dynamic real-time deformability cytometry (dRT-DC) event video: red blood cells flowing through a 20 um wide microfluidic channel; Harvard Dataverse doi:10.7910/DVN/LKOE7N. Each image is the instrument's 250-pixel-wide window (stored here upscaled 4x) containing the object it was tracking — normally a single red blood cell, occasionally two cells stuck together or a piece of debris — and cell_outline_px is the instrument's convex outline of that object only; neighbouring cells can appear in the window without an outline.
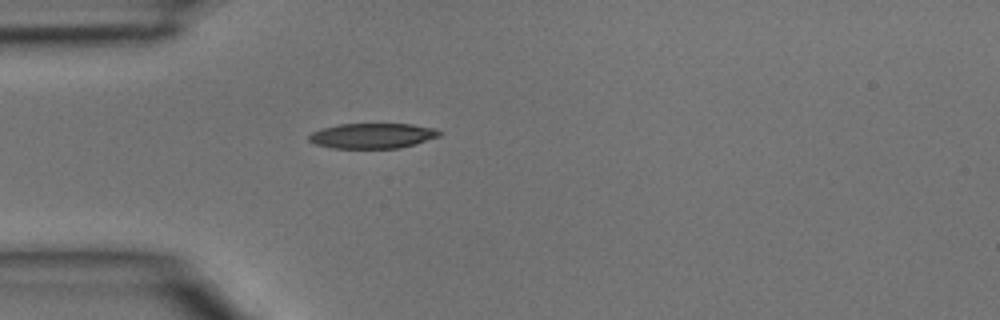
{"species": "common noctule bat (a hibernating species)", "species_latin": "Nyctalus noctula", "temperature_condition": "room temperature", "stored_images_in_passage": 1, "camera_frame_rate_fps": 3000, "um_per_image_px": 0.085, "animal": {"sex": "male", "body_mass_g": 15.6}, "frame": {"image": 1, "passage_image": 1, "time_ms": 0.0, "image_size_px": [1000, 320], "cell_outline_px": [[440, 136], [400, 148], [332, 148], [316, 144], [308, 140], [308, 136], [312, 132], [320, 128], [340, 124], [412, 124], [432, 128], [440, 132]], "centroid_in_image_um": [31.6, 11.54], "position_along_channel_um": 53.4, "area_um2": 19.02}}